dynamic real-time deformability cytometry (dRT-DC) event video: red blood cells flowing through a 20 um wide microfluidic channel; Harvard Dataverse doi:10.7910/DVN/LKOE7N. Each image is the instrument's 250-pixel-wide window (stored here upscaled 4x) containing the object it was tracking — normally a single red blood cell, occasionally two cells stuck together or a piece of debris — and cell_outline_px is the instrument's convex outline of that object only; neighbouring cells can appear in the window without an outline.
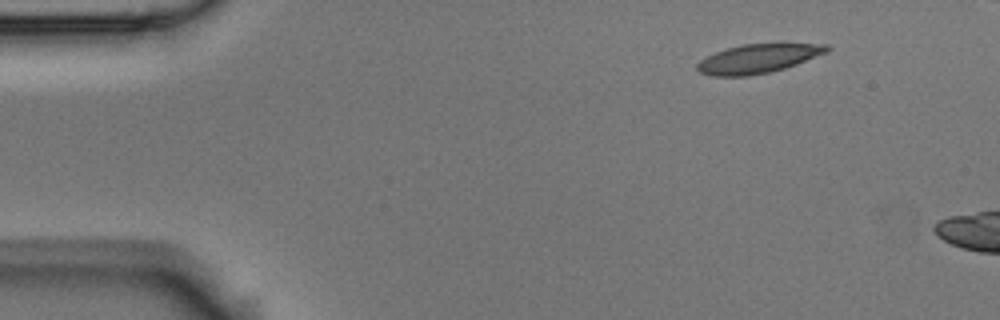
{"species": "Egyptian fruit bat (a non-hibernating species)", "species_latin": "Rousettus aegyptiacus", "temperature_condition": "room temperature", "stored_images_in_passage": 4, "camera_frame_rate_fps": 3000, "um_per_image_px": 0.085, "animal": {"sex": "male"}, "frame": {"image": 1, "passage_image": 4, "time_ms": 1.0, "image_size_px": [1000, 320], "cell_outline_px": [[832, 48], [828, 52], [796, 64], [784, 68], [768, 72], [748, 76], [712, 76], [700, 72], [696, 68], [696, 64], [700, 60], [716, 52], [728, 48], [744, 44], [828, 44]], "centroid_in_image_um": [64.44, 4.98], "position_along_channel_um": 20.6, "area_um2": 21.62}}